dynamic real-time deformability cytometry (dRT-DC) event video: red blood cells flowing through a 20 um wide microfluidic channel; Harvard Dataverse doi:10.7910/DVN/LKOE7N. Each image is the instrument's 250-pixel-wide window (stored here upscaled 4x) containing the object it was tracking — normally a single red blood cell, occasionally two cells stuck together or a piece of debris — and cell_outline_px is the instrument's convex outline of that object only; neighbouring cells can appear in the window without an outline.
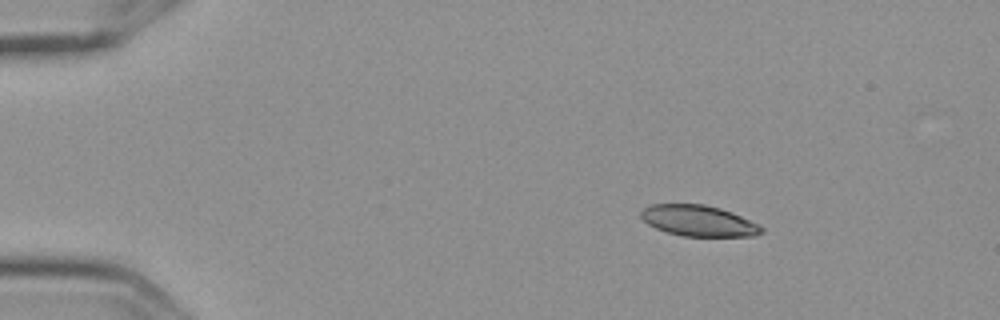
{"species": "Egyptian fruit bat (a non-hibernating species)", "species_latin": "Rousettus aegyptiacus", "temperature_condition": "cold", "stored_images_in_passage": 5, "camera_frame_rate_fps": 3000, "um_per_image_px": 0.085, "frame": {"image": 1, "passage_image": 1, "time_ms": 0.0, "image_size_px": [1000, 320], "cell_outline_px": [[764, 232], [756, 236], [684, 236], [668, 232], [656, 228], [648, 224], [640, 216], [640, 212], [644, 208], [652, 204], [704, 204], [720, 208], [732, 212], [764, 228]], "centroid_in_image_um": [59.37, 18.76], "position_along_channel_um": 25.6, "area_um2": 21.56}}
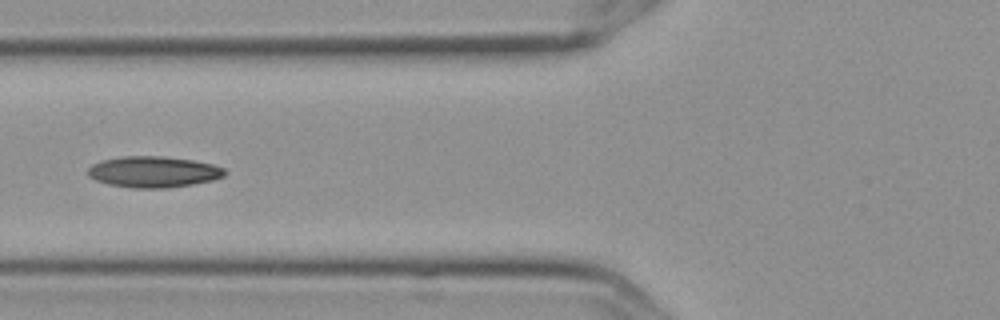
{"frame": {"image": 2, "passage_image": 5, "time_ms": 1.333, "image_size_px": [1000, 320], "cell_outline_px": [[228, 172], [224, 176], [212, 180], [192, 184], [168, 188], [132, 188], [108, 184], [96, 180], [88, 176], [88, 168], [92, 164], [100, 160], [124, 156], [164, 156], [192, 160], [212, 164], [224, 168]], "centroid_in_image_um": [13.03, 14.6], "position_along_channel_um": 112.8, "area_um2": 24.91}}